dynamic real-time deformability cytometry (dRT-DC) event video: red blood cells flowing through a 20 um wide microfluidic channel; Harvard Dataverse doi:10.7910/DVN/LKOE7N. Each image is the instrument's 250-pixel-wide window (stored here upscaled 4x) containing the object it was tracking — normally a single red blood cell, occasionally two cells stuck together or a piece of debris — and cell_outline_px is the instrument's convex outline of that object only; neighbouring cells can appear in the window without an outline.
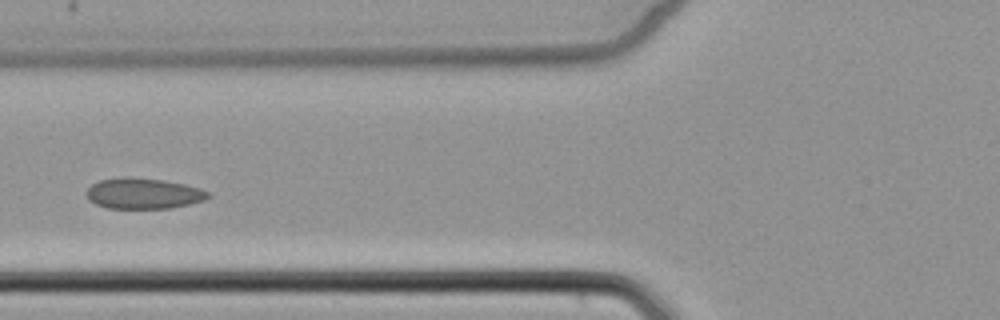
{"species": "common noctule bat (a hibernating species)", "species_latin": "Nyctalus noctula", "temperature_condition": "cold", "stored_images_in_passage": 4, "camera_frame_rate_fps": 3000, "um_per_image_px": 0.085, "animal": {"sex": "female", "body_mass_g": 22.7, "forearm_length_mm": 54.2}, "frame": {"image": 1, "passage_image": 3, "time_ms": 2.333, "image_size_px": [1000, 320], "cell_outline_px": [[212, 196], [204, 200], [172, 208], [108, 208], [96, 204], [88, 200], [88, 188], [92, 184], [100, 180], [164, 180], [184, 184], [200, 188], [212, 192]], "centroid_in_image_um": [12.28, 16.49], "position_along_channel_um": 113.5, "area_um2": 20.92}}
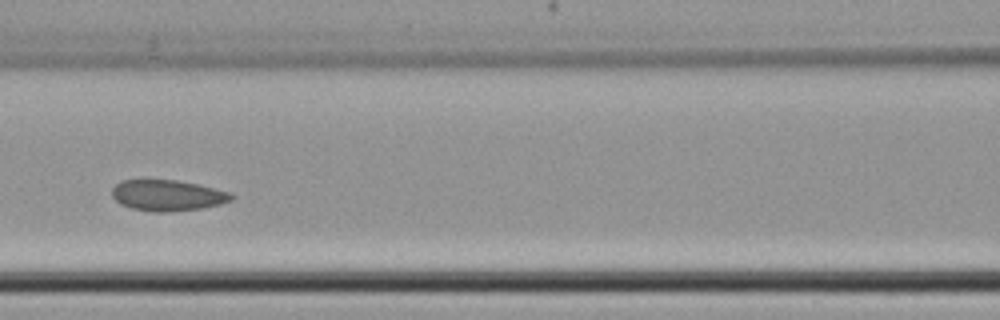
{"frame": {"image": 2, "passage_image": 4, "time_ms": 3.333, "image_size_px": [1000, 320], "cell_outline_px": [[236, 196], [232, 200], [220, 204], [200, 208], [168, 212], [152, 212], [132, 208], [120, 204], [112, 196], [112, 188], [116, 184], [124, 180], [176, 180], [200, 184], [228, 192]], "centroid_in_image_um": [14.24, 16.61], "position_along_channel_um": 152.4, "area_um2": 21.5}}